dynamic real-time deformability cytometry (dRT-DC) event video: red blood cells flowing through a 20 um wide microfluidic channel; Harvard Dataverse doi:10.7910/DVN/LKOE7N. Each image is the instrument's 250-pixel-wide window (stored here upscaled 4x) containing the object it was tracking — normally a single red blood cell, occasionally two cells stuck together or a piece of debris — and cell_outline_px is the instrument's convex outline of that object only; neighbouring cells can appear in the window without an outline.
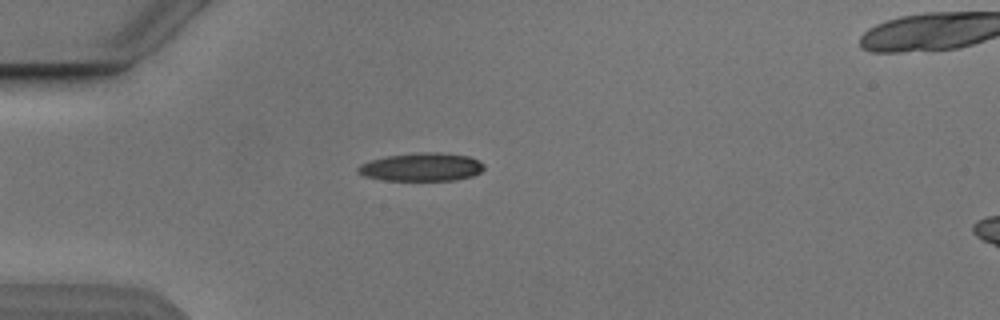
{"species": "Egyptian fruit bat (a non-hibernating species)", "species_latin": "Rousettus aegyptiacus", "temperature_condition": "cold", "stored_images_in_passage": 3, "camera_frame_rate_fps": 3000, "um_per_image_px": 0.085, "animal": {"sex": "male"}, "frame": {"image": 1, "passage_image": 3, "time_ms": 2.667, "image_size_px": [1000, 320], "cell_outline_px": [[484, 168], [480, 172], [472, 176], [456, 180], [384, 180], [364, 176], [356, 168], [360, 164], [372, 160], [388, 156], [412, 152], [440, 152], [468, 156], [480, 160], [484, 164]], "centroid_in_image_um": [35.87, 14.19], "position_along_channel_um": 49.1, "area_um2": 20.75}}